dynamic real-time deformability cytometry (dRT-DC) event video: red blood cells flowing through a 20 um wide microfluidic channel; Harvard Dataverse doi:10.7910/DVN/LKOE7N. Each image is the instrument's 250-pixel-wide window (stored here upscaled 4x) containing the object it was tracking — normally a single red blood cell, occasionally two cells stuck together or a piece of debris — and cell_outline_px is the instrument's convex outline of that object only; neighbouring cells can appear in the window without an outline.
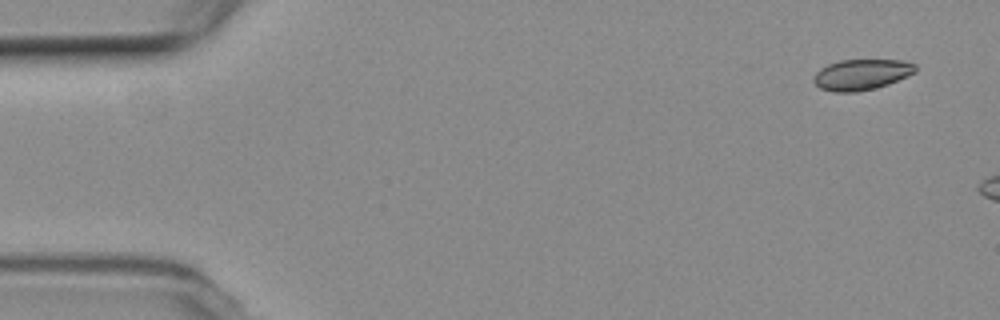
{"species": "common noctule bat (a hibernating species)", "species_latin": "Nyctalus noctula", "temperature_condition": "room temperature", "stored_images_in_passage": 3, "camera_frame_rate_fps": 3000, "um_per_image_px": 0.085, "animal": {"sex": "female", "body_mass_g": 19.3, "forearm_length_mm": 54.1}, "frame": {"image": 1, "passage_image": 1, "time_ms": 0.0, "image_size_px": [1000, 320], "cell_outline_px": [[916, 72], [908, 76], [888, 84], [876, 88], [856, 92], [832, 92], [820, 88], [812, 80], [812, 76], [820, 68], [828, 64], [840, 60], [904, 60], [916, 64]], "centroid_in_image_um": [73.22, 6.34], "position_along_channel_um": 11.8, "area_um2": 18.44}}